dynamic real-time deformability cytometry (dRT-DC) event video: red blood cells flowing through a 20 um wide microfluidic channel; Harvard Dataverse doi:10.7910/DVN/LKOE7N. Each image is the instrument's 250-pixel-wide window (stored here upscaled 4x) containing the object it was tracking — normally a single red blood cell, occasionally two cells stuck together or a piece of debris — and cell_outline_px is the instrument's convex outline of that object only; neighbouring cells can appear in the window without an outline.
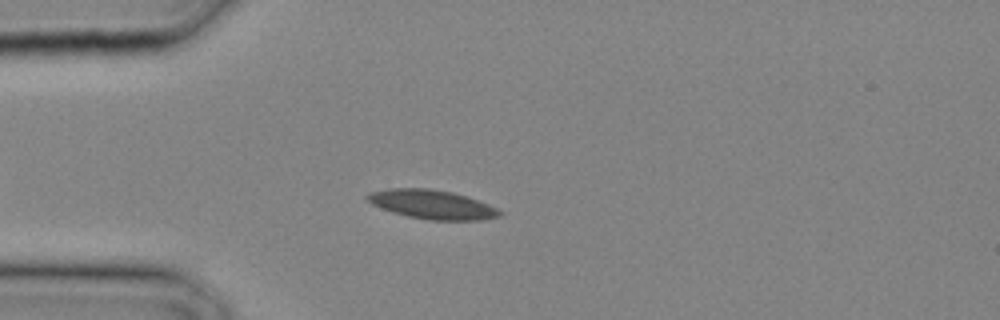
{"species": "common noctule bat (a hibernating species)", "species_latin": "Nyctalus noctula", "temperature_condition": "cold", "stored_images_in_passage": 5, "camera_frame_rate_fps": 3000, "um_per_image_px": 0.085, "animal": {"sex": "male", "body_mass_g": 20.4}, "frame": {"image": 1, "passage_image": 2, "time_ms": 0.333, "image_size_px": [1000, 320], "cell_outline_px": [[504, 212], [500, 216], [480, 220], [428, 220], [408, 216], [392, 212], [372, 204], [364, 196], [368, 192], [388, 188], [428, 188], [452, 192], [468, 196], [488, 204]], "centroid_in_image_um": [36.71, 17.37], "position_along_channel_um": 48.3, "area_um2": 22.48}}
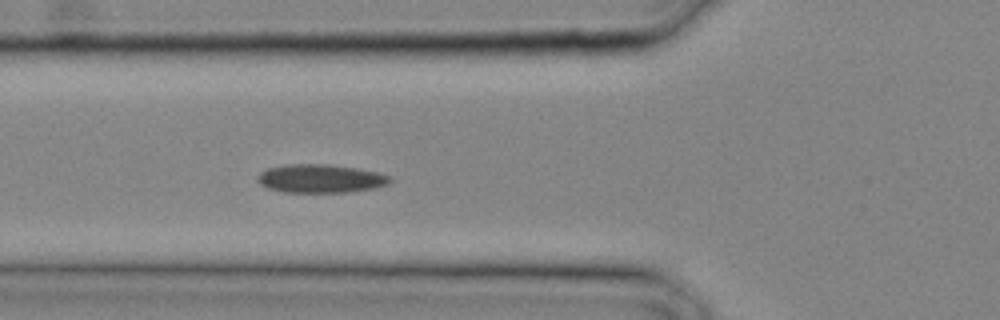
{"frame": {"image": 2, "passage_image": 5, "time_ms": 1.333, "image_size_px": [1000, 320], "cell_outline_px": [[392, 180], [388, 184], [372, 188], [348, 192], [284, 192], [268, 188], [260, 184], [256, 180], [256, 176], [260, 172], [268, 168], [288, 164], [328, 164], [356, 168], [376, 172], [388, 176]], "centroid_in_image_um": [27.19, 15.17], "position_along_channel_um": 98.6, "area_um2": 21.85}}